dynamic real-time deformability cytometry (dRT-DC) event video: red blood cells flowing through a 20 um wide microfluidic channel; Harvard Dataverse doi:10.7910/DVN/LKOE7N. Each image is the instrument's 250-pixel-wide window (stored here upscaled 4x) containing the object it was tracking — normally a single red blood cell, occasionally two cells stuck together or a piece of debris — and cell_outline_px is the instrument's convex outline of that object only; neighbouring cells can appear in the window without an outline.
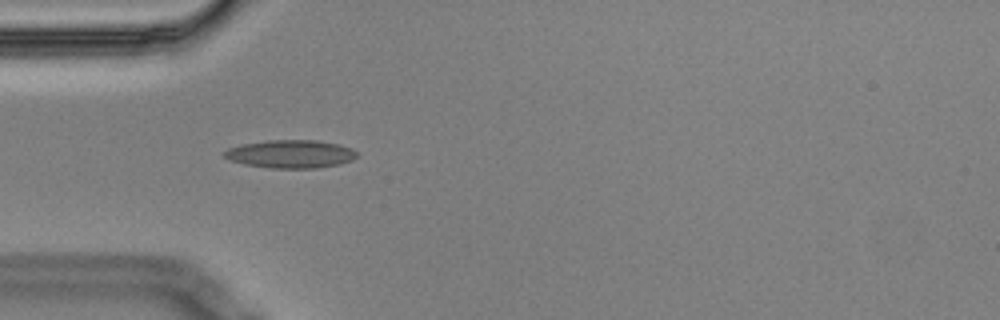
{"species": "Egyptian fruit bat (a non-hibernating species)", "species_latin": "Rousettus aegyptiacus", "temperature_condition": "cold", "stored_images_in_passage": 8, "camera_frame_rate_fps": 3000, "um_per_image_px": 0.085, "animal": {"sex": "male"}, "frame": {"image": 1, "passage_image": 5, "time_ms": 1.333, "image_size_px": [1000, 320], "cell_outline_px": [[356, 156], [352, 160], [340, 164], [316, 168], [272, 168], [244, 164], [228, 160], [224, 156], [224, 152], [228, 148], [240, 144], [268, 140], [316, 140], [340, 144], [352, 148], [356, 152]], "centroid_in_image_um": [24.69, 13.08], "position_along_channel_um": 60.3, "area_um2": 21.79}}
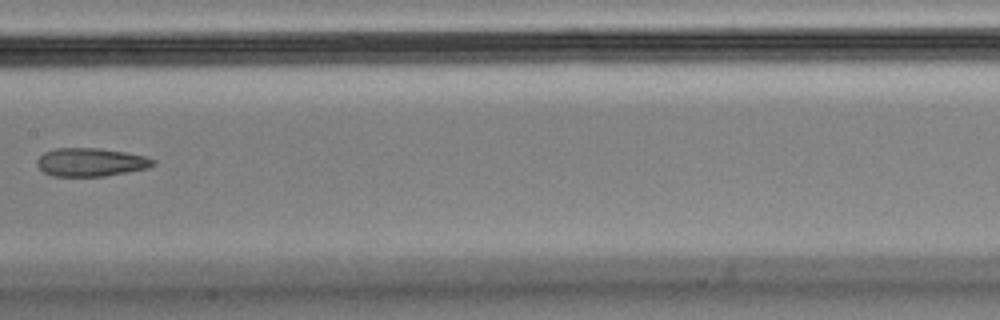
{"frame": {"image": 2, "passage_image": 8, "time_ms": 2.333, "image_size_px": [1000, 320], "cell_outline_px": [[156, 164], [148, 168], [104, 176], [52, 176], [44, 172], [36, 164], [36, 160], [44, 152], [56, 148], [100, 148], [124, 152], [144, 156], [156, 160]], "centroid_in_image_um": [7.71, 13.78], "position_along_channel_um": 199.7, "area_um2": 19.13}}